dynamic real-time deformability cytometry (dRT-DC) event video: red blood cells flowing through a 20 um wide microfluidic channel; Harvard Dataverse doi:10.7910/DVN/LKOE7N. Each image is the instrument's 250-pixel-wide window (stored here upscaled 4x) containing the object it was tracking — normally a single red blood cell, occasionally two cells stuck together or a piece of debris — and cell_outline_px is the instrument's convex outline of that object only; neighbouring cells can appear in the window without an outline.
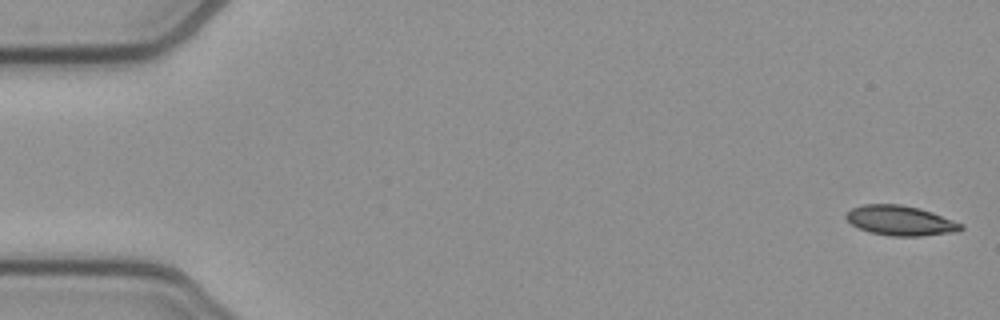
{"species": "common noctule bat (a hibernating species)", "species_latin": "Nyctalus noctula", "temperature_condition": "cold", "stored_images_in_passage": 52, "camera_frame_rate_fps": 3000, "um_per_image_px": 0.085, "animal": {"sex": "female", "body_mass_g": 21.9}, "frame": {"image": 1, "passage_image": 1, "time_ms": 0.0, "image_size_px": [1000, 320], "cell_outline_px": [[964, 228], [960, 232], [920, 236], [892, 236], [868, 232], [852, 224], [844, 216], [852, 208], [864, 204], [900, 204], [920, 208], [932, 212], [964, 224]], "centroid_in_image_um": [76.58, 18.75], "position_along_channel_um": 8.4, "area_um2": 20.11}}
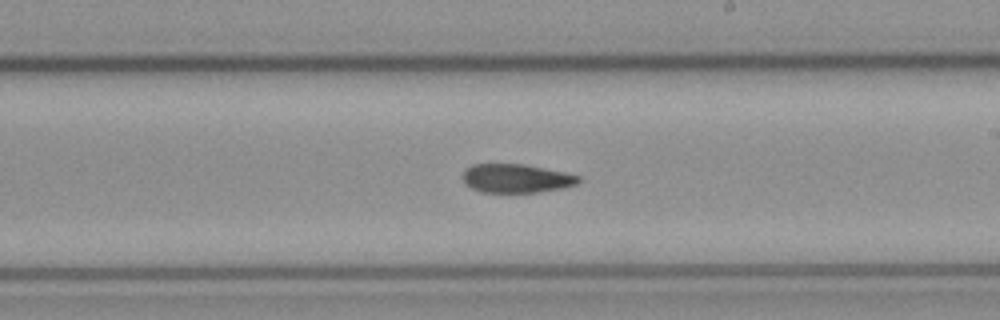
{"frame": {"image": 2, "passage_image": 30, "time_ms": 9.667, "image_size_px": [1000, 320], "cell_outline_px": [[580, 180], [576, 184], [564, 188], [536, 192], [480, 192], [464, 184], [464, 168], [472, 164], [524, 164], [564, 172], [580, 176]], "centroid_in_image_um": [43.86, 15.16], "position_along_channel_um": 245.1, "area_um2": 19.36}}
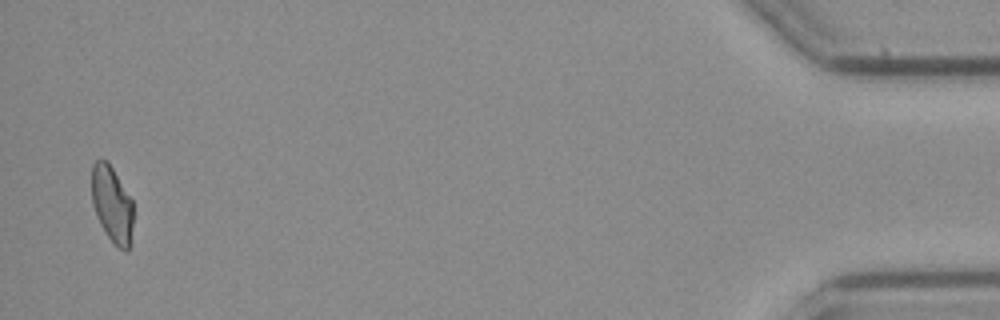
{"frame": {"image": 3, "passage_image": 51, "time_ms": 16.667, "image_size_px": [1000, 320], "cell_outline_px": [[132, 224], [128, 252], [124, 252], [108, 236], [100, 224], [92, 204], [92, 164], [96, 160], [108, 160], [132, 200]], "centroid_in_image_um": [9.51, 17.33], "position_along_channel_um": 425.7, "area_um2": 18.26}, "authors_computed_cell_mechanics": {"area_um2": 20.1433, "velocity_mm_per_s": 3.8975, "shape_relaxation_time_tau1_ms": 7.7044, "shape_relaxation_time_tau2_ms": null, "deformation_change_tau1": 0.1765, "deformation_change_tau2": null}}